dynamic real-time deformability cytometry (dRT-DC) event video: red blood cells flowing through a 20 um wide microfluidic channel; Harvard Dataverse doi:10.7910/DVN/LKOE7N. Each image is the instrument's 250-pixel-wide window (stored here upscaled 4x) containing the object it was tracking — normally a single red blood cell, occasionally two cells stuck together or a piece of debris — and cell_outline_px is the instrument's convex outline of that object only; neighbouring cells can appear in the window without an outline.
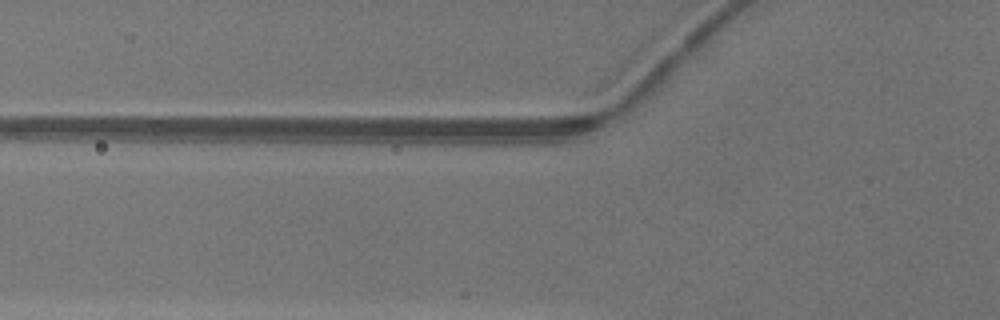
{"species": "common noctule bat (a hibernating species)", "species_latin": "Nyctalus noctula", "temperature_condition": "warm", "stored_images_in_passage": 3, "camera_frame_rate_fps": 3000, "um_per_image_px": 0.085, "animal": {"sex": "female"}, "frame": {"image": 1, "passage_image": 3, "time_ms": 0.667, "image_size_px": [1000, 320], "cell_outline_px": [[724, 44], [708, 68], [696, 84], [660, 112], [636, 128], [636, 116], [696, 56], [720, 44]], "centroid_in_image_um": [57.72, 7.21], "position_along_channel_um": 68.1, "area_um2": 12.14}}